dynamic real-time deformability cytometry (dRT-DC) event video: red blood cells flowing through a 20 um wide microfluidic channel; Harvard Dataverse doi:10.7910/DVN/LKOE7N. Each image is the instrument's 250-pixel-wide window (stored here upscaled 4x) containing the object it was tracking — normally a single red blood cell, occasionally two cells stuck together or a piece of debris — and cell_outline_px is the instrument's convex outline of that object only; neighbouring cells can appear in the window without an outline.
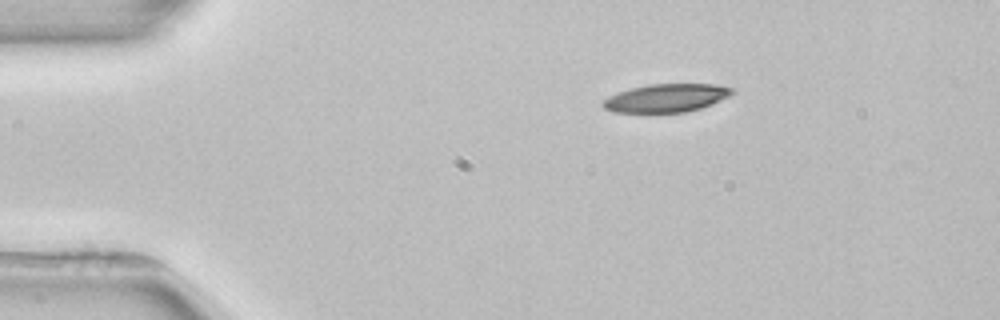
{"species": "common noctule bat (a hibernating species)", "species_latin": "Nyctalus noctula", "temperature_condition": "room temperature", "stored_images_in_passage": 3, "camera_frame_rate_fps": 3000, "um_per_image_px": 0.085, "animal": {"sex": "female", "body_mass_g": 22.7, "forearm_length_mm": 54.2}, "frame": {"image": 1, "passage_image": 1, "time_ms": 0.0, "image_size_px": [1000, 320], "cell_outline_px": [[736, 92], [712, 104], [700, 108], [684, 112], [612, 112], [604, 108], [600, 104], [608, 96], [632, 88], [648, 84], [716, 84], [732, 88]], "centroid_in_image_um": [56.63, 8.32], "position_along_channel_um": 28.4, "area_um2": 21.1}}